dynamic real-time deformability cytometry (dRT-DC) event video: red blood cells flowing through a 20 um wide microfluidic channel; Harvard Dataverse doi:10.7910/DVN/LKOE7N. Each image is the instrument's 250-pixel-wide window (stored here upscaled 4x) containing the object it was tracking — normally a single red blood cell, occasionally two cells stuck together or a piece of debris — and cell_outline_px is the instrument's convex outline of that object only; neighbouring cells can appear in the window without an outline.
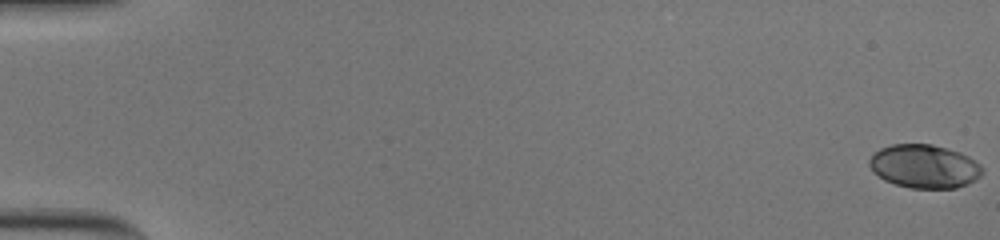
{"species": "human", "species_latin": "Homo sapiens", "temperature_condition": "cold", "stored_images_in_passage": 57, "camera_frame_rate_fps": 3000, "um_per_image_px": 0.085, "donor": {"sex": "male"}, "frame": {"image": 1, "passage_image": 1, "time_ms": 0.0, "image_size_px": [1000, 240], "cell_outline_px": [[984, 172], [976, 180], [968, 184], [956, 188], [912, 188], [896, 184], [884, 180], [872, 172], [868, 164], [868, 160], [872, 152], [880, 148], [892, 144], [932, 144], [960, 152], [968, 156], [980, 164], [984, 168]], "centroid_in_image_um": [78.55, 14.13], "position_along_channel_um": 6.4, "area_um2": 29.02}}
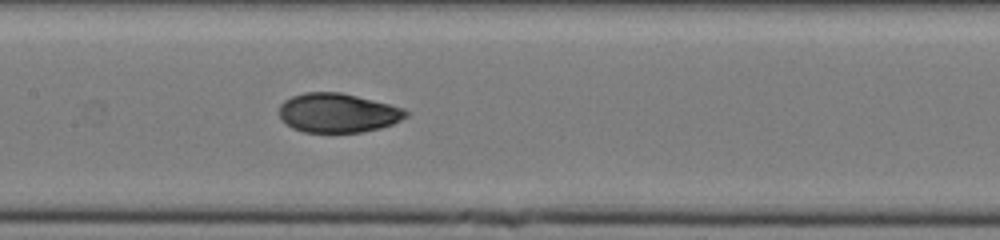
{"frame": {"image": 2, "passage_image": 30, "time_ms": 9.667, "image_size_px": [1000, 240], "cell_outline_px": [[408, 116], [392, 124], [380, 128], [360, 132], [304, 132], [292, 128], [280, 120], [280, 104], [284, 100], [292, 96], [304, 92], [340, 92], [404, 108], [408, 112]], "centroid_in_image_um": [28.68, 9.6], "position_along_channel_um": 178.7, "area_um2": 28.9}}
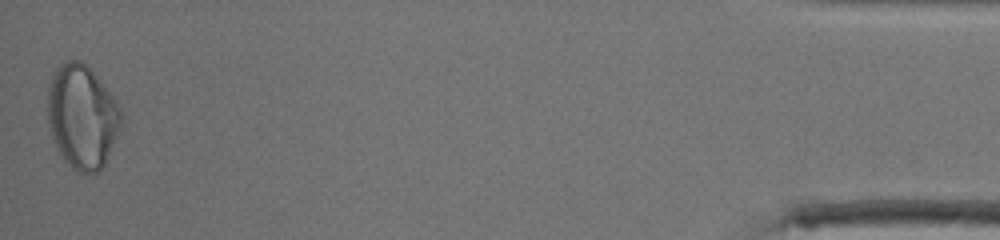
{"frame": {"image": 3, "passage_image": 57, "time_ms": 18.667, "image_size_px": [1000, 240], "cell_outline_px": [[120, 128], [104, 164], [96, 172], [76, 172], [64, 160], [56, 148], [48, 128], [48, 88], [52, 72], [60, 64], [68, 60], [80, 60], [104, 84], [116, 100], [120, 108]], "centroid_in_image_um": [6.94, 9.9], "position_along_channel_um": 428.3, "area_um2": 44.22}, "authors_computed_cell_mechanics": {"area_um2": 29.0156, "velocity_mm_per_s": 3.6969, "shape_relaxation_time_tau1_ms": 6.4654, "shape_relaxation_time_tau2_ms": 1.1774, "deformation_change_tau1": 0.2118, "deformation_change_tau2": 0.0458}}